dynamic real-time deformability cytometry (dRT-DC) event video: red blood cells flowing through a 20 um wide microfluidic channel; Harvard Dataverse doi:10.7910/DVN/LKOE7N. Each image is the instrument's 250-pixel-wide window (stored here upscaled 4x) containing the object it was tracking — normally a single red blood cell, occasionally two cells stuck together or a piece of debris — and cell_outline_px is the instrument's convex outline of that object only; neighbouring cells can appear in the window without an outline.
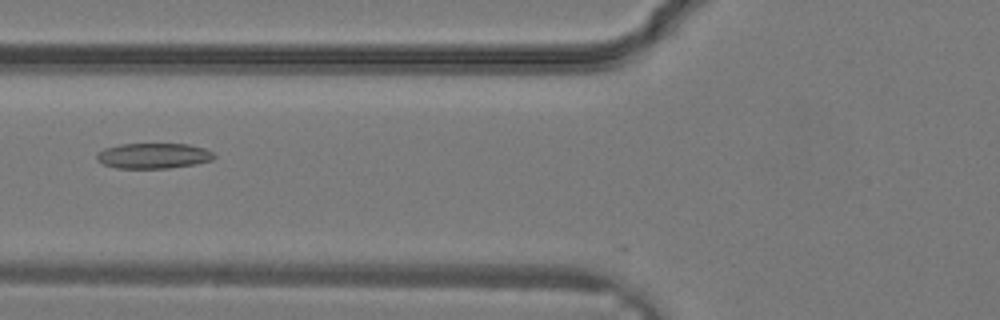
{"species": "common noctule bat (a hibernating species)", "species_latin": "Nyctalus noctula", "temperature_condition": "warm", "stored_images_in_passage": 22, "camera_frame_rate_fps": 3000, "um_per_image_px": 0.085, "animal": {"sex": "male", "body_mass_g": 19.2, "forearm_length_mm": 51.8}, "frame": {"image": 1, "passage_image": 3, "time_ms": 0.667, "image_size_px": [1000, 320], "cell_outline_px": [[216, 156], [212, 160], [196, 164], [168, 168], [116, 168], [104, 164], [96, 160], [96, 156], [104, 148], [120, 144], [188, 144], [204, 148], [212, 152]], "centroid_in_image_um": [13.05, 13.24], "position_along_channel_um": 112.8, "area_um2": 17.34}}
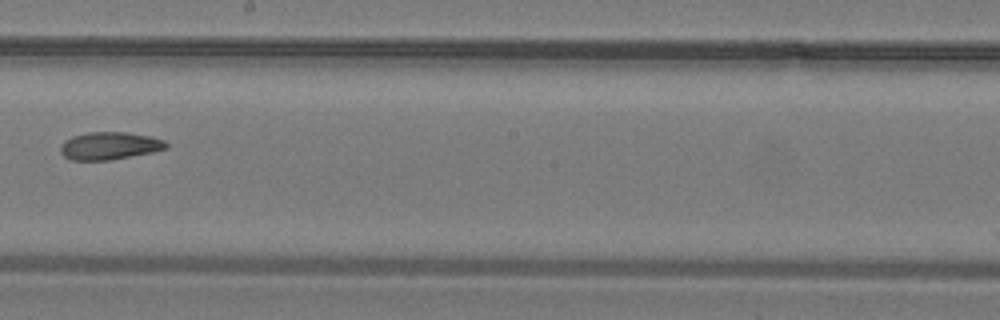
{"frame": {"image": 2, "passage_image": 9, "time_ms": 2.667, "image_size_px": [1000, 320], "cell_outline_px": [[168, 148], [152, 152], [108, 160], [72, 160], [64, 156], [60, 152], [60, 144], [64, 140], [72, 136], [88, 132], [124, 132], [152, 136], [164, 140], [168, 144]], "centroid_in_image_um": [9.3, 12.38], "position_along_channel_um": 238.9, "area_um2": 17.05}}
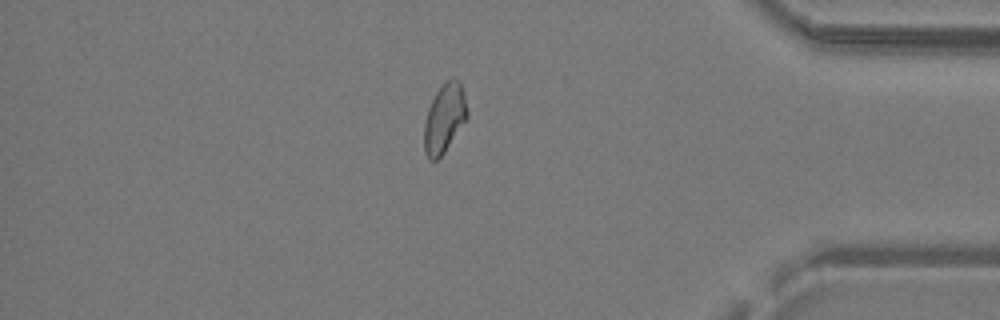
{"frame": {"image": 3, "passage_image": 18, "time_ms": 5.667, "image_size_px": [1000, 320], "cell_outline_px": [[468, 116], [444, 152], [436, 160], [428, 160], [424, 152], [424, 124], [428, 108], [436, 92], [444, 80], [452, 76], [460, 80], [468, 112]], "centroid_in_image_um": [37.76, 10.01], "position_along_channel_um": 397.4, "area_um2": 17.34}}